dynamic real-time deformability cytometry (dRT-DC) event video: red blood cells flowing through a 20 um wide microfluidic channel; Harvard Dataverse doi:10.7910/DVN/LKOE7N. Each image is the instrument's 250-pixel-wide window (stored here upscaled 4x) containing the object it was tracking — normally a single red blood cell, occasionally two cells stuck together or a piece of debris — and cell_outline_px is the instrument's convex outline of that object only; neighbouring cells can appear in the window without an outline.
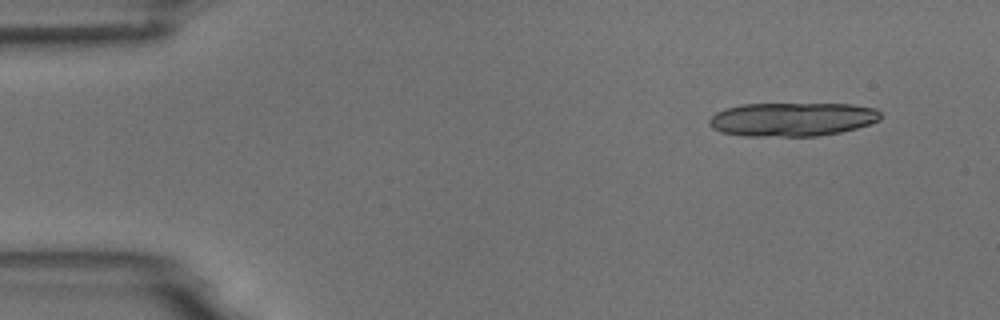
{"species": "common noctule bat (a hibernating species)", "species_latin": "Nyctalus noctula", "temperature_condition": "room temperature", "stored_images_in_passage": 5, "camera_frame_rate_fps": 3000, "um_per_image_px": 0.085, "animal": {"sex": "male", "body_mass_g": 18.8}, "frame": {"image": 1, "passage_image": 1, "time_ms": 0.0, "image_size_px": [1000, 320], "cell_outline_px": [[880, 120], [856, 128], [840, 132], [816, 136], [744, 136], [720, 132], [712, 128], [708, 124], [708, 120], [716, 112], [724, 108], [744, 104], [852, 104], [876, 108], [880, 112]], "centroid_in_image_um": [67.31, 10.14], "position_along_channel_um": 17.7, "area_um2": 33.81}}